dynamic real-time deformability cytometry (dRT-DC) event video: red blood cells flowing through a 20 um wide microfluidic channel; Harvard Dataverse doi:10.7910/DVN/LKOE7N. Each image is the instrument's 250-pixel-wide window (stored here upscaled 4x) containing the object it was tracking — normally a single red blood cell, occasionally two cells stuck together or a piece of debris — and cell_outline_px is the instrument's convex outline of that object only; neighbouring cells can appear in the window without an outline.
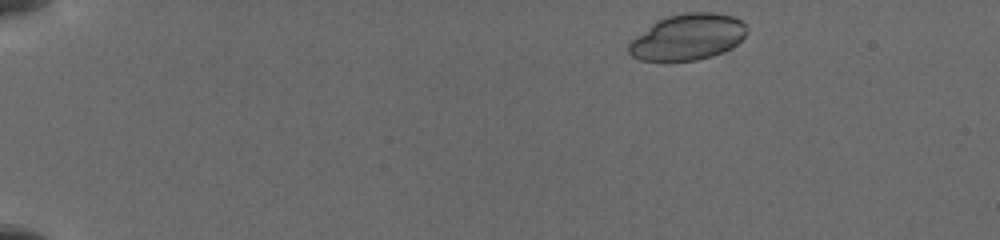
{"species": "common noctule bat (a hibernating species)", "species_latin": "Nyctalus noctula", "temperature_condition": "cold", "stored_images_in_passage": 3, "camera_frame_rate_fps": 3000, "um_per_image_px": 0.085, "animal": {"sex": "female", "body_mass_g": 19.5, "forearm_length_mm": 54.1}, "frame": {"image": 1, "passage_image": 1, "time_ms": 0.0, "image_size_px": [1000, 240], "cell_outline_px": [[744, 36], [732, 48], [712, 56], [696, 60], [640, 60], [632, 56], [628, 52], [628, 44], [636, 36], [656, 20], [668, 16], [684, 12], [712, 12], [732, 16], [740, 20], [744, 24]], "centroid_in_image_um": [58.42, 3.14], "position_along_channel_um": 26.6, "area_um2": 31.39}}